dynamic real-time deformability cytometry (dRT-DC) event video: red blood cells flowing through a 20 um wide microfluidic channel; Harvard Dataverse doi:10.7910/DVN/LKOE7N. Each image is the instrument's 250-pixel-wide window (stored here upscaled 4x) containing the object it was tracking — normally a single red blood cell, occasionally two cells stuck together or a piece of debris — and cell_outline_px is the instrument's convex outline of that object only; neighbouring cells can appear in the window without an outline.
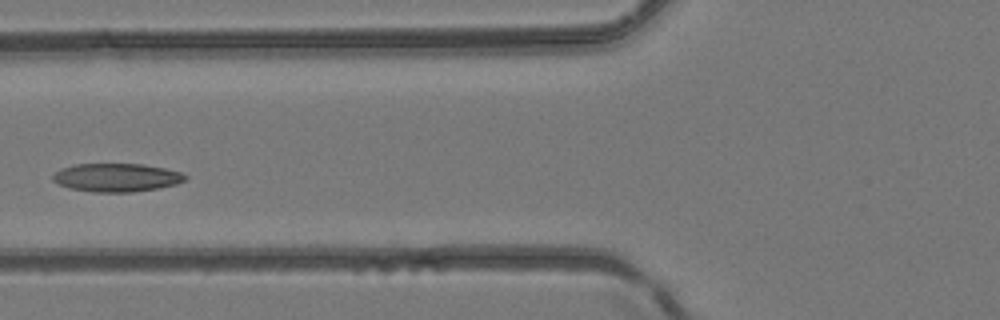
{"species": "common noctule bat (a hibernating species)", "species_latin": "Nyctalus noctula", "temperature_condition": "room temperature", "stored_images_in_passage": 4, "camera_frame_rate_fps": 3000, "um_per_image_px": 0.085, "animal": {"sex": "female", "body_mass_g": 24.6, "forearm_length_mm": 56.2}, "frame": {"image": 1, "passage_image": 4, "time_ms": 1.0, "image_size_px": [1000, 320], "cell_outline_px": [[188, 176], [184, 180], [176, 184], [160, 188], [132, 192], [92, 192], [72, 188], [60, 184], [52, 180], [52, 176], [60, 168], [76, 164], [144, 164], [164, 168], [180, 172]], "centroid_in_image_um": [9.92, 15.09], "position_along_channel_um": 115.9, "area_um2": 21.79}}